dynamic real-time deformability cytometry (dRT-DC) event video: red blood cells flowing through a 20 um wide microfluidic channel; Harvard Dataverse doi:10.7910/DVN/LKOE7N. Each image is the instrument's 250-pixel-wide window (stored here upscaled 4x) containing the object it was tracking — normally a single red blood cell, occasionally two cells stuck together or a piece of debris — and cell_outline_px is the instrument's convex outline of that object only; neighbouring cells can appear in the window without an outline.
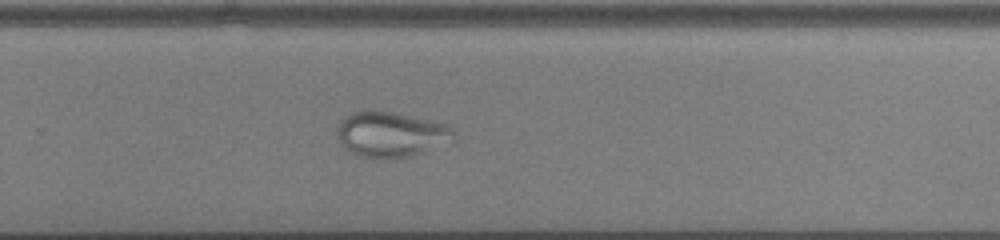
{"species": "common noctule bat (a hibernating species)", "species_latin": "Nyctalus noctula", "temperature_condition": "cold", "stored_images_in_passage": 43, "camera_frame_rate_fps": 3000, "um_per_image_px": 0.085, "animal": {"sex": "male", "body_mass_g": 13.0, "forearm_length_mm": 53.1}, "frame": {"image": 1, "passage_image": 25, "time_ms": 8.0, "image_size_px": [1000, 240], "cell_outline_px": [[456, 136], [452, 140], [420, 152], [408, 156], [380, 160], [356, 156], [344, 148], [336, 136], [336, 128], [340, 120], [344, 116], [352, 112], [364, 108], [368, 108], [392, 112], [448, 124], [456, 132]], "centroid_in_image_um": [33.13, 11.4], "position_along_channel_um": 296.7, "area_um2": 31.39}}